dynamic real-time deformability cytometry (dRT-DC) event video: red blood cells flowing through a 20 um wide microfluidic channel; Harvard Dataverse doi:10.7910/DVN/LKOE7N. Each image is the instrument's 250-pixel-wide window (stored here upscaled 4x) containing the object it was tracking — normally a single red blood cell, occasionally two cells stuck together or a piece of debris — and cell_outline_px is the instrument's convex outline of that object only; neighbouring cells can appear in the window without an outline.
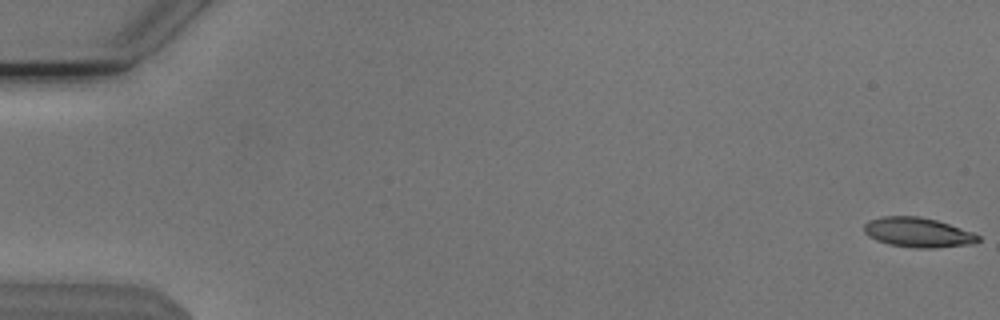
{"species": "Egyptian fruit bat (a non-hibernating species)", "species_latin": "Rousettus aegyptiacus", "temperature_condition": "cold", "stored_images_in_passage": 48, "camera_frame_rate_fps": 3000, "um_per_image_px": 0.085, "animal": {"sex": "male"}, "frame": {"image": 1, "passage_image": 1, "time_ms": 0.0, "image_size_px": [1000, 320], "cell_outline_px": [[980, 240], [968, 244], [932, 248], [912, 248], [888, 244], [864, 232], [864, 224], [868, 220], [884, 216], [920, 216], [936, 220], [972, 232], [980, 236]], "centroid_in_image_um": [78.01, 19.75], "position_along_channel_um": 7.0, "area_um2": 19.42}}
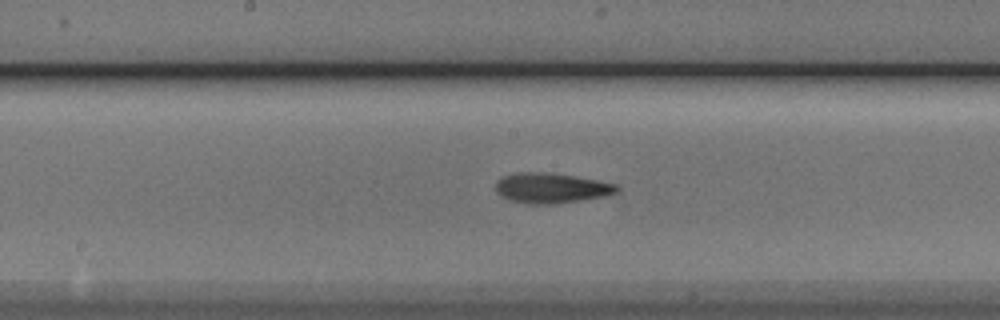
{"frame": {"image": 2, "passage_image": 29, "time_ms": 9.333, "image_size_px": [1000, 320], "cell_outline_px": [[620, 192], [604, 196], [580, 200], [552, 204], [528, 204], [508, 200], [500, 196], [496, 192], [496, 184], [504, 176], [516, 172], [544, 172], [600, 180], [620, 184]], "centroid_in_image_um": [46.9, 15.99], "position_along_channel_um": 201.3, "area_um2": 21.44}}
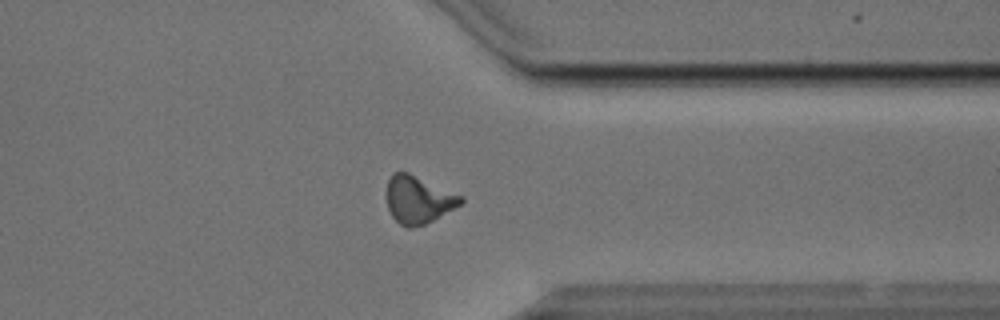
{"frame": {"image": 3, "passage_image": 43, "time_ms": 14.0, "image_size_px": [1000, 320], "cell_outline_px": [[464, 200], [460, 204], [432, 220], [424, 224], [412, 228], [408, 228], [400, 224], [392, 216], [388, 208], [388, 180], [392, 172], [408, 172], [464, 196]], "centroid_in_image_um": [35.56, 16.96], "position_along_channel_um": 375.8, "area_um2": 20.23}}